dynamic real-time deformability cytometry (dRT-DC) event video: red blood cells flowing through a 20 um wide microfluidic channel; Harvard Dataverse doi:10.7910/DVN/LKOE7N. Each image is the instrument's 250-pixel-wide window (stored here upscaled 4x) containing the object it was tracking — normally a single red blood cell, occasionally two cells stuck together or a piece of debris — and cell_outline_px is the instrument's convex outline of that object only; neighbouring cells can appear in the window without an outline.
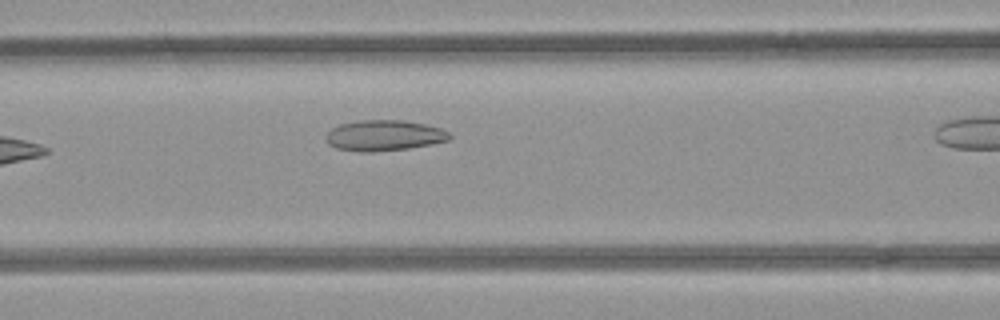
{"species": "common noctule bat (a hibernating species)", "species_latin": "Nyctalus noctula", "temperature_condition": "room temperature", "stored_images_in_passage": 5, "segment_of_instrument_passage": [1, 2], "camera_frame_rate_fps": 3000, "um_per_image_px": 0.085, "animal": {"sex": "female", "body_mass_g": 21.9}, "frame": {"image": 1, "passage_image": 4, "time_ms": 1.0, "image_size_px": [1000, 320], "cell_outline_px": [[452, 136], [448, 140], [432, 144], [408, 148], [372, 152], [364, 152], [336, 148], [328, 144], [324, 136], [332, 128], [340, 124], [360, 120], [404, 120], [424, 124], [440, 128], [448, 132]], "centroid_in_image_um": [32.63, 11.51], "position_along_channel_um": 134.0, "area_um2": 22.08}}